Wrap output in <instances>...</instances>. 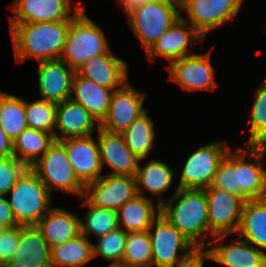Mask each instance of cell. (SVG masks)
Returning a JSON list of instances; mask_svg holds the SVG:
<instances>
[{"mask_svg":"<svg viewBox=\"0 0 266 267\" xmlns=\"http://www.w3.org/2000/svg\"><path fill=\"white\" fill-rule=\"evenodd\" d=\"M71 20L41 23H10L16 62L58 60L62 55Z\"/></svg>","mask_w":266,"mask_h":267,"instance_id":"obj_1","label":"cell"},{"mask_svg":"<svg viewBox=\"0 0 266 267\" xmlns=\"http://www.w3.org/2000/svg\"><path fill=\"white\" fill-rule=\"evenodd\" d=\"M166 201L160 206V214L195 247H209L205 243L209 231L205 189L177 188Z\"/></svg>","mask_w":266,"mask_h":267,"instance_id":"obj_2","label":"cell"},{"mask_svg":"<svg viewBox=\"0 0 266 267\" xmlns=\"http://www.w3.org/2000/svg\"><path fill=\"white\" fill-rule=\"evenodd\" d=\"M84 7L71 19L60 60L77 71L87 60L109 49L102 29L84 14Z\"/></svg>","mask_w":266,"mask_h":267,"instance_id":"obj_3","label":"cell"},{"mask_svg":"<svg viewBox=\"0 0 266 267\" xmlns=\"http://www.w3.org/2000/svg\"><path fill=\"white\" fill-rule=\"evenodd\" d=\"M9 193L11 199L8 203L18 225H36L53 207L50 205L52 194L30 167L22 173Z\"/></svg>","mask_w":266,"mask_h":267,"instance_id":"obj_4","label":"cell"},{"mask_svg":"<svg viewBox=\"0 0 266 267\" xmlns=\"http://www.w3.org/2000/svg\"><path fill=\"white\" fill-rule=\"evenodd\" d=\"M129 24L147 52L180 17V4L175 0H155L135 8L126 15Z\"/></svg>","mask_w":266,"mask_h":267,"instance_id":"obj_5","label":"cell"},{"mask_svg":"<svg viewBox=\"0 0 266 267\" xmlns=\"http://www.w3.org/2000/svg\"><path fill=\"white\" fill-rule=\"evenodd\" d=\"M30 168L50 193L53 190H63L79 198L83 197L85 186L76 177L65 147L60 141L55 140L46 153Z\"/></svg>","mask_w":266,"mask_h":267,"instance_id":"obj_6","label":"cell"},{"mask_svg":"<svg viewBox=\"0 0 266 267\" xmlns=\"http://www.w3.org/2000/svg\"><path fill=\"white\" fill-rule=\"evenodd\" d=\"M208 203L209 246L238 232L244 200L232 193L209 186L205 189Z\"/></svg>","mask_w":266,"mask_h":267,"instance_id":"obj_7","label":"cell"},{"mask_svg":"<svg viewBox=\"0 0 266 267\" xmlns=\"http://www.w3.org/2000/svg\"><path fill=\"white\" fill-rule=\"evenodd\" d=\"M230 148L224 141H215L193 151L183 165L179 189H206L211 186L219 163Z\"/></svg>","mask_w":266,"mask_h":267,"instance_id":"obj_8","label":"cell"},{"mask_svg":"<svg viewBox=\"0 0 266 267\" xmlns=\"http://www.w3.org/2000/svg\"><path fill=\"white\" fill-rule=\"evenodd\" d=\"M148 233L151 240L152 266L155 267H171L195 248L161 214L153 221Z\"/></svg>","mask_w":266,"mask_h":267,"instance_id":"obj_9","label":"cell"},{"mask_svg":"<svg viewBox=\"0 0 266 267\" xmlns=\"http://www.w3.org/2000/svg\"><path fill=\"white\" fill-rule=\"evenodd\" d=\"M243 0H184L180 4L181 13L186 10L190 23L203 37L213 28L232 20L239 12ZM190 20V21H189Z\"/></svg>","mask_w":266,"mask_h":267,"instance_id":"obj_10","label":"cell"},{"mask_svg":"<svg viewBox=\"0 0 266 267\" xmlns=\"http://www.w3.org/2000/svg\"><path fill=\"white\" fill-rule=\"evenodd\" d=\"M136 194L135 177L107 174L86 184L83 197L95 207L117 211Z\"/></svg>","mask_w":266,"mask_h":267,"instance_id":"obj_11","label":"cell"},{"mask_svg":"<svg viewBox=\"0 0 266 267\" xmlns=\"http://www.w3.org/2000/svg\"><path fill=\"white\" fill-rule=\"evenodd\" d=\"M146 94L133 88L129 81L113 91L107 116L100 127L112 133H122L147 109L143 108Z\"/></svg>","mask_w":266,"mask_h":267,"instance_id":"obj_12","label":"cell"},{"mask_svg":"<svg viewBox=\"0 0 266 267\" xmlns=\"http://www.w3.org/2000/svg\"><path fill=\"white\" fill-rule=\"evenodd\" d=\"M70 0H14L9 7L15 12L10 23H41L71 20L82 8L81 1L74 6Z\"/></svg>","mask_w":266,"mask_h":267,"instance_id":"obj_13","label":"cell"},{"mask_svg":"<svg viewBox=\"0 0 266 267\" xmlns=\"http://www.w3.org/2000/svg\"><path fill=\"white\" fill-rule=\"evenodd\" d=\"M247 150L238 146V185L244 201L266 198V170L263 156L266 146L248 145ZM254 159V162H251Z\"/></svg>","mask_w":266,"mask_h":267,"instance_id":"obj_14","label":"cell"},{"mask_svg":"<svg viewBox=\"0 0 266 267\" xmlns=\"http://www.w3.org/2000/svg\"><path fill=\"white\" fill-rule=\"evenodd\" d=\"M171 80L183 89L214 90L217 83L214 80V67L210 62V53L192 54L171 62L167 66Z\"/></svg>","mask_w":266,"mask_h":267,"instance_id":"obj_15","label":"cell"},{"mask_svg":"<svg viewBox=\"0 0 266 267\" xmlns=\"http://www.w3.org/2000/svg\"><path fill=\"white\" fill-rule=\"evenodd\" d=\"M65 147L73 171L79 181L86 184L101 177L102 165L98 142L91 136L68 138L60 141Z\"/></svg>","mask_w":266,"mask_h":267,"instance_id":"obj_16","label":"cell"},{"mask_svg":"<svg viewBox=\"0 0 266 267\" xmlns=\"http://www.w3.org/2000/svg\"><path fill=\"white\" fill-rule=\"evenodd\" d=\"M97 142L102 168L107 164L112 173L109 175H122L135 177L140 160L126 146L120 133H112L97 127Z\"/></svg>","mask_w":266,"mask_h":267,"instance_id":"obj_17","label":"cell"},{"mask_svg":"<svg viewBox=\"0 0 266 267\" xmlns=\"http://www.w3.org/2000/svg\"><path fill=\"white\" fill-rule=\"evenodd\" d=\"M188 22L184 21L181 17L167 29L152 47L146 52L149 60L155 58V56H161L173 62L183 57L192 55L189 54L188 46L197 43L204 37L191 25L188 26ZM187 26L190 31L187 30Z\"/></svg>","mask_w":266,"mask_h":267,"instance_id":"obj_18","label":"cell"},{"mask_svg":"<svg viewBox=\"0 0 266 267\" xmlns=\"http://www.w3.org/2000/svg\"><path fill=\"white\" fill-rule=\"evenodd\" d=\"M37 64L41 99L55 103L70 99L76 71L60 59L42 61Z\"/></svg>","mask_w":266,"mask_h":267,"instance_id":"obj_19","label":"cell"},{"mask_svg":"<svg viewBox=\"0 0 266 267\" xmlns=\"http://www.w3.org/2000/svg\"><path fill=\"white\" fill-rule=\"evenodd\" d=\"M6 267H52L51 248L36 225H19V242Z\"/></svg>","mask_w":266,"mask_h":267,"instance_id":"obj_20","label":"cell"},{"mask_svg":"<svg viewBox=\"0 0 266 267\" xmlns=\"http://www.w3.org/2000/svg\"><path fill=\"white\" fill-rule=\"evenodd\" d=\"M100 123L80 104L71 99L58 102L56 107L54 139L62 141L68 138L91 136Z\"/></svg>","mask_w":266,"mask_h":267,"instance_id":"obj_21","label":"cell"},{"mask_svg":"<svg viewBox=\"0 0 266 267\" xmlns=\"http://www.w3.org/2000/svg\"><path fill=\"white\" fill-rule=\"evenodd\" d=\"M113 55L109 49L105 54L87 60L76 72L99 86L116 90L127 82L128 67L124 60Z\"/></svg>","mask_w":266,"mask_h":267,"instance_id":"obj_22","label":"cell"},{"mask_svg":"<svg viewBox=\"0 0 266 267\" xmlns=\"http://www.w3.org/2000/svg\"><path fill=\"white\" fill-rule=\"evenodd\" d=\"M36 226L50 248L80 235V218L61 207H52Z\"/></svg>","mask_w":266,"mask_h":267,"instance_id":"obj_23","label":"cell"},{"mask_svg":"<svg viewBox=\"0 0 266 267\" xmlns=\"http://www.w3.org/2000/svg\"><path fill=\"white\" fill-rule=\"evenodd\" d=\"M74 90V91H73ZM113 89L99 86L92 80L85 79L77 72L72 83V94L70 99L82 105L99 123L107 116Z\"/></svg>","mask_w":266,"mask_h":267,"instance_id":"obj_24","label":"cell"},{"mask_svg":"<svg viewBox=\"0 0 266 267\" xmlns=\"http://www.w3.org/2000/svg\"><path fill=\"white\" fill-rule=\"evenodd\" d=\"M208 250L211 260L225 267H266V253L239 237L236 244L214 245Z\"/></svg>","mask_w":266,"mask_h":267,"instance_id":"obj_25","label":"cell"},{"mask_svg":"<svg viewBox=\"0 0 266 267\" xmlns=\"http://www.w3.org/2000/svg\"><path fill=\"white\" fill-rule=\"evenodd\" d=\"M155 206L152 198L136 194L117 210L118 227L125 232L148 231L160 215Z\"/></svg>","mask_w":266,"mask_h":267,"instance_id":"obj_26","label":"cell"},{"mask_svg":"<svg viewBox=\"0 0 266 267\" xmlns=\"http://www.w3.org/2000/svg\"><path fill=\"white\" fill-rule=\"evenodd\" d=\"M239 238L266 252V198L244 202Z\"/></svg>","mask_w":266,"mask_h":267,"instance_id":"obj_27","label":"cell"},{"mask_svg":"<svg viewBox=\"0 0 266 267\" xmlns=\"http://www.w3.org/2000/svg\"><path fill=\"white\" fill-rule=\"evenodd\" d=\"M174 177V170L171 169L167 163L151 159L142 168L138 166L136 179V192L138 195L145 196L143 187L153 196L159 198L157 202V209L165 202L163 198L166 192L172 185ZM143 186V187H142Z\"/></svg>","mask_w":266,"mask_h":267,"instance_id":"obj_28","label":"cell"},{"mask_svg":"<svg viewBox=\"0 0 266 267\" xmlns=\"http://www.w3.org/2000/svg\"><path fill=\"white\" fill-rule=\"evenodd\" d=\"M54 141L51 133L27 127L12 141L13 154L27 167H31L46 153Z\"/></svg>","mask_w":266,"mask_h":267,"instance_id":"obj_29","label":"cell"},{"mask_svg":"<svg viewBox=\"0 0 266 267\" xmlns=\"http://www.w3.org/2000/svg\"><path fill=\"white\" fill-rule=\"evenodd\" d=\"M91 241L83 234L51 248L52 267H82L93 259Z\"/></svg>","mask_w":266,"mask_h":267,"instance_id":"obj_30","label":"cell"},{"mask_svg":"<svg viewBox=\"0 0 266 267\" xmlns=\"http://www.w3.org/2000/svg\"><path fill=\"white\" fill-rule=\"evenodd\" d=\"M148 109L141 114L128 129L121 135L124 138L126 146L140 160L145 159L154 147L156 133L154 131V122L147 115Z\"/></svg>","mask_w":266,"mask_h":267,"instance_id":"obj_31","label":"cell"},{"mask_svg":"<svg viewBox=\"0 0 266 267\" xmlns=\"http://www.w3.org/2000/svg\"><path fill=\"white\" fill-rule=\"evenodd\" d=\"M0 126L12 141L27 128L25 100L0 91Z\"/></svg>","mask_w":266,"mask_h":267,"instance_id":"obj_32","label":"cell"},{"mask_svg":"<svg viewBox=\"0 0 266 267\" xmlns=\"http://www.w3.org/2000/svg\"><path fill=\"white\" fill-rule=\"evenodd\" d=\"M81 199L83 200L81 206H87L89 210L84 220L80 219V234L87 238L89 234L99 237L118 228L117 211L98 208L91 205L84 197Z\"/></svg>","mask_w":266,"mask_h":267,"instance_id":"obj_33","label":"cell"},{"mask_svg":"<svg viewBox=\"0 0 266 267\" xmlns=\"http://www.w3.org/2000/svg\"><path fill=\"white\" fill-rule=\"evenodd\" d=\"M121 265L125 267H152V249L148 231L127 232Z\"/></svg>","mask_w":266,"mask_h":267,"instance_id":"obj_34","label":"cell"},{"mask_svg":"<svg viewBox=\"0 0 266 267\" xmlns=\"http://www.w3.org/2000/svg\"><path fill=\"white\" fill-rule=\"evenodd\" d=\"M57 103L39 99L33 103L25 101L28 128L51 133L54 136Z\"/></svg>","mask_w":266,"mask_h":267,"instance_id":"obj_35","label":"cell"},{"mask_svg":"<svg viewBox=\"0 0 266 267\" xmlns=\"http://www.w3.org/2000/svg\"><path fill=\"white\" fill-rule=\"evenodd\" d=\"M249 119L250 137L248 145L266 146V79L256 89Z\"/></svg>","mask_w":266,"mask_h":267,"instance_id":"obj_36","label":"cell"},{"mask_svg":"<svg viewBox=\"0 0 266 267\" xmlns=\"http://www.w3.org/2000/svg\"><path fill=\"white\" fill-rule=\"evenodd\" d=\"M127 232L116 228L105 235L97 237V245L93 244V258L102 256L111 264H122Z\"/></svg>","mask_w":266,"mask_h":267,"instance_id":"obj_37","label":"cell"},{"mask_svg":"<svg viewBox=\"0 0 266 267\" xmlns=\"http://www.w3.org/2000/svg\"><path fill=\"white\" fill-rule=\"evenodd\" d=\"M211 187L241 197V190L238 185V146L236 153H231L230 149L224 159L219 163Z\"/></svg>","mask_w":266,"mask_h":267,"instance_id":"obj_38","label":"cell"},{"mask_svg":"<svg viewBox=\"0 0 266 267\" xmlns=\"http://www.w3.org/2000/svg\"><path fill=\"white\" fill-rule=\"evenodd\" d=\"M27 168L15 156L0 158V196L9 193Z\"/></svg>","mask_w":266,"mask_h":267,"instance_id":"obj_39","label":"cell"},{"mask_svg":"<svg viewBox=\"0 0 266 267\" xmlns=\"http://www.w3.org/2000/svg\"><path fill=\"white\" fill-rule=\"evenodd\" d=\"M19 242V225L0 229V267H6L12 260Z\"/></svg>","mask_w":266,"mask_h":267,"instance_id":"obj_40","label":"cell"},{"mask_svg":"<svg viewBox=\"0 0 266 267\" xmlns=\"http://www.w3.org/2000/svg\"><path fill=\"white\" fill-rule=\"evenodd\" d=\"M205 247H195L188 254L181 257L171 267H203L204 259L211 260L210 252Z\"/></svg>","mask_w":266,"mask_h":267,"instance_id":"obj_41","label":"cell"},{"mask_svg":"<svg viewBox=\"0 0 266 267\" xmlns=\"http://www.w3.org/2000/svg\"><path fill=\"white\" fill-rule=\"evenodd\" d=\"M5 196H0V229L12 228L18 226L8 199L4 198Z\"/></svg>","mask_w":266,"mask_h":267,"instance_id":"obj_42","label":"cell"},{"mask_svg":"<svg viewBox=\"0 0 266 267\" xmlns=\"http://www.w3.org/2000/svg\"><path fill=\"white\" fill-rule=\"evenodd\" d=\"M14 156L12 140L0 126V158Z\"/></svg>","mask_w":266,"mask_h":267,"instance_id":"obj_43","label":"cell"},{"mask_svg":"<svg viewBox=\"0 0 266 267\" xmlns=\"http://www.w3.org/2000/svg\"><path fill=\"white\" fill-rule=\"evenodd\" d=\"M117 1H119L121 6H123L125 14L127 15L135 8L141 7L145 3L155 1V0H117Z\"/></svg>","mask_w":266,"mask_h":267,"instance_id":"obj_44","label":"cell"},{"mask_svg":"<svg viewBox=\"0 0 266 267\" xmlns=\"http://www.w3.org/2000/svg\"><path fill=\"white\" fill-rule=\"evenodd\" d=\"M108 267H125L121 264H110Z\"/></svg>","mask_w":266,"mask_h":267,"instance_id":"obj_45","label":"cell"},{"mask_svg":"<svg viewBox=\"0 0 266 267\" xmlns=\"http://www.w3.org/2000/svg\"><path fill=\"white\" fill-rule=\"evenodd\" d=\"M175 1L181 4L184 0H175Z\"/></svg>","mask_w":266,"mask_h":267,"instance_id":"obj_46","label":"cell"}]
</instances>
